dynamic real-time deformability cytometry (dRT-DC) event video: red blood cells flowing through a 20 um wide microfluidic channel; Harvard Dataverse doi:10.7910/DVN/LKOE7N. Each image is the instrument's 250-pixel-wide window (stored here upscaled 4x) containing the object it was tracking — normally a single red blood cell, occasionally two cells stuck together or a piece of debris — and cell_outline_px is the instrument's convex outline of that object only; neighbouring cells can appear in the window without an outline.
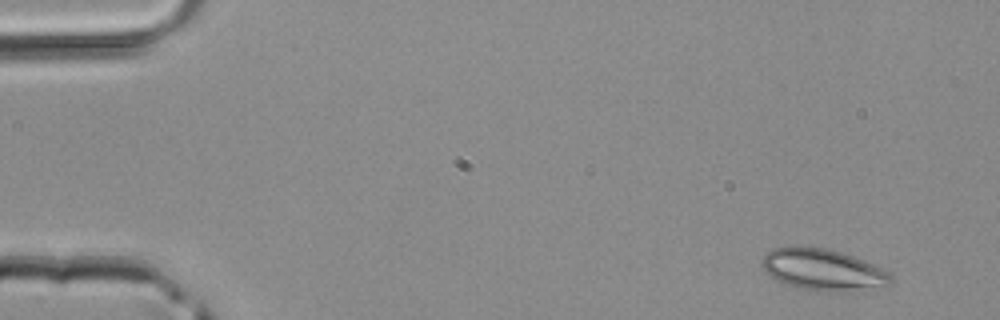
{"species": "common noctule bat (a hibernating species)", "species_latin": "Nyctalus noctula", "temperature_condition": "room temperature", "stored_images_in_passage": 4, "camera_frame_rate_fps": 3000, "um_per_image_px": 0.085, "animal": {"sex": "male", "body_mass_g": 20.4}, "frame": {"image": 1, "passage_image": 1, "time_ms": 0.0, "image_size_px": [1000, 320], "cell_outline_px": [[892, 280], [852, 292], [828, 292], [796, 288], [764, 272], [760, 264], [760, 260], [772, 248], [828, 248], [852, 256], [872, 264], [888, 272], [892, 276]], "centroid_in_image_um": [69.88, 22.94], "position_along_channel_um": 15.1, "area_um2": 30.29}}